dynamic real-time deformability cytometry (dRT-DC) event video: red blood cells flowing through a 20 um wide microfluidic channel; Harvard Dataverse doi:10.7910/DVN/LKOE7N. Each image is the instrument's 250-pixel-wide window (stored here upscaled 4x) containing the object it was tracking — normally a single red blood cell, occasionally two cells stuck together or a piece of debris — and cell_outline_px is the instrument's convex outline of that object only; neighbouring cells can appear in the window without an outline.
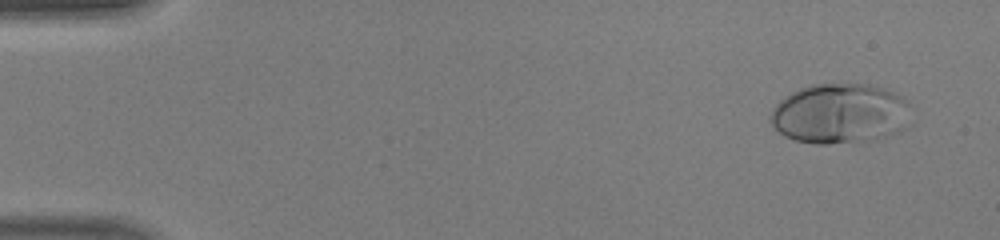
{"species": "human", "species_latin": "Homo sapiens", "temperature_condition": "warm", "stored_images_in_passage": 46, "camera_frame_rate_fps": 3000, "um_per_image_px": 0.085, "donor": {"sex": "male"}, "frame": {"image": 1, "passage_image": 3, "time_ms": 0.667, "image_size_px": [1000, 240], "cell_outline_px": [[912, 104], [904, 128], [900, 132], [876, 140], [828, 144], [816, 144], [796, 140], [784, 136], [768, 120], [768, 116], [776, 104], [784, 96], [800, 88], [812, 84], [868, 84], [888, 88], [904, 96]], "centroid_in_image_um": [71.44, 9.65], "position_along_channel_um": 13.6, "area_um2": 50.0}}
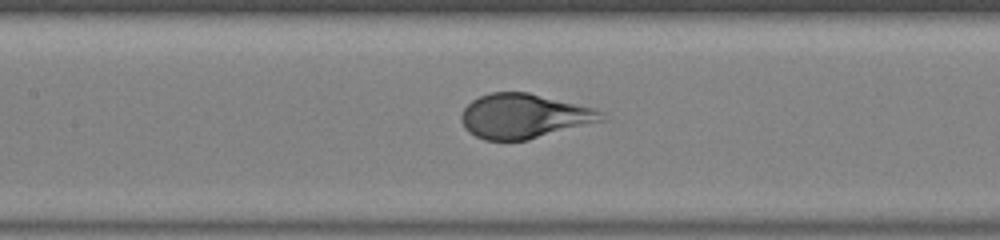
{"frame": {"image": 2, "passage_image": 22, "time_ms": 7.0, "image_size_px": [1000, 240], "cell_outline_px": [[608, 120], [528, 140], [484, 140], [468, 132], [464, 128], [460, 120], [460, 116], [464, 108], [472, 100], [480, 96], [492, 92], [528, 92], [596, 108], [604, 112]], "centroid_in_image_um": [44.59, 9.87], "position_along_channel_um": 162.8, "area_um2": 36.88}}
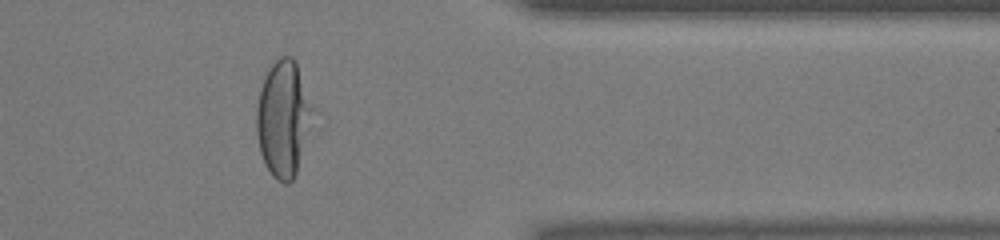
{"frame": {"image": 3, "passage_image": 38, "time_ms": 12.333, "image_size_px": [1000, 240], "cell_outline_px": [[324, 112], [296, 172], [292, 180], [288, 184], [284, 184], [276, 180], [272, 176], [264, 164], [260, 152], [256, 132], [256, 108], [260, 88], [264, 76], [268, 68], [280, 56], [292, 56], [296, 60]], "centroid_in_image_um": [24.28, 10.04], "position_along_channel_um": 387.1, "area_um2": 41.96}, "authors_computed_cell_mechanics": {"area_um2": 40.5467, "velocity_mm_per_s": 4.4598, "shape_relaxation_time_tau1_ms": 3.4171, "shape_relaxation_time_tau2_ms": null, "deformation_change_tau1": 0.2269, "deformation_change_tau2": null}}